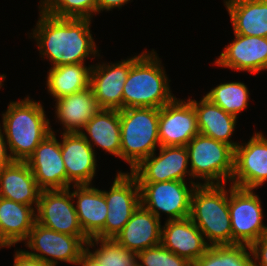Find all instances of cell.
<instances>
[{
  "mask_svg": "<svg viewBox=\"0 0 267 266\" xmlns=\"http://www.w3.org/2000/svg\"><path fill=\"white\" fill-rule=\"evenodd\" d=\"M90 27L91 19L58 18L39 11L30 36L36 40L40 56L52 63L51 67L85 64L86 58L100 56Z\"/></svg>",
  "mask_w": 267,
  "mask_h": 266,
  "instance_id": "cell-1",
  "label": "cell"
},
{
  "mask_svg": "<svg viewBox=\"0 0 267 266\" xmlns=\"http://www.w3.org/2000/svg\"><path fill=\"white\" fill-rule=\"evenodd\" d=\"M44 107L30 96L11 101L2 114V126L12 161L26 162L41 141L51 133Z\"/></svg>",
  "mask_w": 267,
  "mask_h": 266,
  "instance_id": "cell-2",
  "label": "cell"
},
{
  "mask_svg": "<svg viewBox=\"0 0 267 266\" xmlns=\"http://www.w3.org/2000/svg\"><path fill=\"white\" fill-rule=\"evenodd\" d=\"M161 62L154 50L150 53L145 50L131 65L123 87V109H160L175 98Z\"/></svg>",
  "mask_w": 267,
  "mask_h": 266,
  "instance_id": "cell-3",
  "label": "cell"
},
{
  "mask_svg": "<svg viewBox=\"0 0 267 266\" xmlns=\"http://www.w3.org/2000/svg\"><path fill=\"white\" fill-rule=\"evenodd\" d=\"M227 184H199L191 198L189 218L209 246L232 245Z\"/></svg>",
  "mask_w": 267,
  "mask_h": 266,
  "instance_id": "cell-4",
  "label": "cell"
},
{
  "mask_svg": "<svg viewBox=\"0 0 267 266\" xmlns=\"http://www.w3.org/2000/svg\"><path fill=\"white\" fill-rule=\"evenodd\" d=\"M158 123V108L120 110V158L129 163L130 172L160 147Z\"/></svg>",
  "mask_w": 267,
  "mask_h": 266,
  "instance_id": "cell-5",
  "label": "cell"
},
{
  "mask_svg": "<svg viewBox=\"0 0 267 266\" xmlns=\"http://www.w3.org/2000/svg\"><path fill=\"white\" fill-rule=\"evenodd\" d=\"M189 153L191 177L201 184H226L234 173L235 150L225 143L202 134L194 136L186 145Z\"/></svg>",
  "mask_w": 267,
  "mask_h": 266,
  "instance_id": "cell-6",
  "label": "cell"
},
{
  "mask_svg": "<svg viewBox=\"0 0 267 266\" xmlns=\"http://www.w3.org/2000/svg\"><path fill=\"white\" fill-rule=\"evenodd\" d=\"M165 181L139 183L141 205L158 219L160 213L167 214V220H180L190 216L192 194L200 182ZM190 186V187H189Z\"/></svg>",
  "mask_w": 267,
  "mask_h": 266,
  "instance_id": "cell-7",
  "label": "cell"
},
{
  "mask_svg": "<svg viewBox=\"0 0 267 266\" xmlns=\"http://www.w3.org/2000/svg\"><path fill=\"white\" fill-rule=\"evenodd\" d=\"M232 245L251 246L267 230L261 200L254 189L229 188Z\"/></svg>",
  "mask_w": 267,
  "mask_h": 266,
  "instance_id": "cell-8",
  "label": "cell"
},
{
  "mask_svg": "<svg viewBox=\"0 0 267 266\" xmlns=\"http://www.w3.org/2000/svg\"><path fill=\"white\" fill-rule=\"evenodd\" d=\"M88 241L87 236L59 233L35 222L24 243L31 251H24L51 266H57L58 261L76 265Z\"/></svg>",
  "mask_w": 267,
  "mask_h": 266,
  "instance_id": "cell-9",
  "label": "cell"
},
{
  "mask_svg": "<svg viewBox=\"0 0 267 266\" xmlns=\"http://www.w3.org/2000/svg\"><path fill=\"white\" fill-rule=\"evenodd\" d=\"M108 212L103 239H114L139 207L140 186L131 172H117L109 191L102 190Z\"/></svg>",
  "mask_w": 267,
  "mask_h": 266,
  "instance_id": "cell-10",
  "label": "cell"
},
{
  "mask_svg": "<svg viewBox=\"0 0 267 266\" xmlns=\"http://www.w3.org/2000/svg\"><path fill=\"white\" fill-rule=\"evenodd\" d=\"M70 188L42 190L35 211L36 222L72 236H86L80 226Z\"/></svg>",
  "mask_w": 267,
  "mask_h": 266,
  "instance_id": "cell-11",
  "label": "cell"
},
{
  "mask_svg": "<svg viewBox=\"0 0 267 266\" xmlns=\"http://www.w3.org/2000/svg\"><path fill=\"white\" fill-rule=\"evenodd\" d=\"M156 155L154 152L131 171L138 183L185 181L189 176L193 179L186 146H160Z\"/></svg>",
  "mask_w": 267,
  "mask_h": 266,
  "instance_id": "cell-12",
  "label": "cell"
},
{
  "mask_svg": "<svg viewBox=\"0 0 267 266\" xmlns=\"http://www.w3.org/2000/svg\"><path fill=\"white\" fill-rule=\"evenodd\" d=\"M247 143L235 148L234 173L230 184L244 189H257L267 182V138L255 132Z\"/></svg>",
  "mask_w": 267,
  "mask_h": 266,
  "instance_id": "cell-13",
  "label": "cell"
},
{
  "mask_svg": "<svg viewBox=\"0 0 267 266\" xmlns=\"http://www.w3.org/2000/svg\"><path fill=\"white\" fill-rule=\"evenodd\" d=\"M143 53L113 64L92 65L90 87L101 109H123V87L130 67Z\"/></svg>",
  "mask_w": 267,
  "mask_h": 266,
  "instance_id": "cell-14",
  "label": "cell"
},
{
  "mask_svg": "<svg viewBox=\"0 0 267 266\" xmlns=\"http://www.w3.org/2000/svg\"><path fill=\"white\" fill-rule=\"evenodd\" d=\"M160 146H186L199 134L195 109L189 98L176 97L159 109Z\"/></svg>",
  "mask_w": 267,
  "mask_h": 266,
  "instance_id": "cell-15",
  "label": "cell"
},
{
  "mask_svg": "<svg viewBox=\"0 0 267 266\" xmlns=\"http://www.w3.org/2000/svg\"><path fill=\"white\" fill-rule=\"evenodd\" d=\"M42 190L67 189V173L60 142L51 130L26 161Z\"/></svg>",
  "mask_w": 267,
  "mask_h": 266,
  "instance_id": "cell-16",
  "label": "cell"
},
{
  "mask_svg": "<svg viewBox=\"0 0 267 266\" xmlns=\"http://www.w3.org/2000/svg\"><path fill=\"white\" fill-rule=\"evenodd\" d=\"M214 63L222 68L257 74L267 70V38L234 34Z\"/></svg>",
  "mask_w": 267,
  "mask_h": 266,
  "instance_id": "cell-17",
  "label": "cell"
},
{
  "mask_svg": "<svg viewBox=\"0 0 267 266\" xmlns=\"http://www.w3.org/2000/svg\"><path fill=\"white\" fill-rule=\"evenodd\" d=\"M61 155L67 173V189L72 185H90L96 174L94 148L80 133H61Z\"/></svg>",
  "mask_w": 267,
  "mask_h": 266,
  "instance_id": "cell-18",
  "label": "cell"
},
{
  "mask_svg": "<svg viewBox=\"0 0 267 266\" xmlns=\"http://www.w3.org/2000/svg\"><path fill=\"white\" fill-rule=\"evenodd\" d=\"M161 244L178 256L194 263L208 249L203 233L188 217L166 220L162 226Z\"/></svg>",
  "mask_w": 267,
  "mask_h": 266,
  "instance_id": "cell-19",
  "label": "cell"
},
{
  "mask_svg": "<svg viewBox=\"0 0 267 266\" xmlns=\"http://www.w3.org/2000/svg\"><path fill=\"white\" fill-rule=\"evenodd\" d=\"M161 234V219L140 204L114 240L138 254L144 249L160 244Z\"/></svg>",
  "mask_w": 267,
  "mask_h": 266,
  "instance_id": "cell-20",
  "label": "cell"
},
{
  "mask_svg": "<svg viewBox=\"0 0 267 266\" xmlns=\"http://www.w3.org/2000/svg\"><path fill=\"white\" fill-rule=\"evenodd\" d=\"M72 198H76L75 210L84 234L89 238L103 239L108 206L101 189L90 185H73Z\"/></svg>",
  "mask_w": 267,
  "mask_h": 266,
  "instance_id": "cell-21",
  "label": "cell"
},
{
  "mask_svg": "<svg viewBox=\"0 0 267 266\" xmlns=\"http://www.w3.org/2000/svg\"><path fill=\"white\" fill-rule=\"evenodd\" d=\"M41 191L26 162L12 161L0 170V197L36 210Z\"/></svg>",
  "mask_w": 267,
  "mask_h": 266,
  "instance_id": "cell-22",
  "label": "cell"
},
{
  "mask_svg": "<svg viewBox=\"0 0 267 266\" xmlns=\"http://www.w3.org/2000/svg\"><path fill=\"white\" fill-rule=\"evenodd\" d=\"M54 101V114L63 125V133H80L85 124L101 109L91 87Z\"/></svg>",
  "mask_w": 267,
  "mask_h": 266,
  "instance_id": "cell-23",
  "label": "cell"
},
{
  "mask_svg": "<svg viewBox=\"0 0 267 266\" xmlns=\"http://www.w3.org/2000/svg\"><path fill=\"white\" fill-rule=\"evenodd\" d=\"M189 100L196 112L199 133L230 145L235 150L239 143L230 138L235 131L238 117L227 113L205 96L200 101L190 99V97Z\"/></svg>",
  "mask_w": 267,
  "mask_h": 266,
  "instance_id": "cell-24",
  "label": "cell"
},
{
  "mask_svg": "<svg viewBox=\"0 0 267 266\" xmlns=\"http://www.w3.org/2000/svg\"><path fill=\"white\" fill-rule=\"evenodd\" d=\"M234 34L267 38V0H224Z\"/></svg>",
  "mask_w": 267,
  "mask_h": 266,
  "instance_id": "cell-25",
  "label": "cell"
},
{
  "mask_svg": "<svg viewBox=\"0 0 267 266\" xmlns=\"http://www.w3.org/2000/svg\"><path fill=\"white\" fill-rule=\"evenodd\" d=\"M80 134H82L92 148L96 145L105 150V152L120 158V110L100 109L85 124Z\"/></svg>",
  "mask_w": 267,
  "mask_h": 266,
  "instance_id": "cell-26",
  "label": "cell"
},
{
  "mask_svg": "<svg viewBox=\"0 0 267 266\" xmlns=\"http://www.w3.org/2000/svg\"><path fill=\"white\" fill-rule=\"evenodd\" d=\"M36 222L35 209L0 197V223L5 239L12 245L25 242Z\"/></svg>",
  "mask_w": 267,
  "mask_h": 266,
  "instance_id": "cell-27",
  "label": "cell"
},
{
  "mask_svg": "<svg viewBox=\"0 0 267 266\" xmlns=\"http://www.w3.org/2000/svg\"><path fill=\"white\" fill-rule=\"evenodd\" d=\"M92 65L67 64L50 67L46 87L55 100L90 87Z\"/></svg>",
  "mask_w": 267,
  "mask_h": 266,
  "instance_id": "cell-28",
  "label": "cell"
},
{
  "mask_svg": "<svg viewBox=\"0 0 267 266\" xmlns=\"http://www.w3.org/2000/svg\"><path fill=\"white\" fill-rule=\"evenodd\" d=\"M249 250V251H248ZM193 266H254L250 246H209Z\"/></svg>",
  "mask_w": 267,
  "mask_h": 266,
  "instance_id": "cell-29",
  "label": "cell"
},
{
  "mask_svg": "<svg viewBox=\"0 0 267 266\" xmlns=\"http://www.w3.org/2000/svg\"><path fill=\"white\" fill-rule=\"evenodd\" d=\"M249 90L242 82H224L212 88L205 97L227 113L238 116L249 104Z\"/></svg>",
  "mask_w": 267,
  "mask_h": 266,
  "instance_id": "cell-30",
  "label": "cell"
},
{
  "mask_svg": "<svg viewBox=\"0 0 267 266\" xmlns=\"http://www.w3.org/2000/svg\"><path fill=\"white\" fill-rule=\"evenodd\" d=\"M100 243V244H99ZM98 245L91 252L102 266H138L137 253L122 247L114 239L92 238L86 244V248Z\"/></svg>",
  "mask_w": 267,
  "mask_h": 266,
  "instance_id": "cell-31",
  "label": "cell"
},
{
  "mask_svg": "<svg viewBox=\"0 0 267 266\" xmlns=\"http://www.w3.org/2000/svg\"><path fill=\"white\" fill-rule=\"evenodd\" d=\"M39 10L58 18L93 19L96 0H41Z\"/></svg>",
  "mask_w": 267,
  "mask_h": 266,
  "instance_id": "cell-32",
  "label": "cell"
},
{
  "mask_svg": "<svg viewBox=\"0 0 267 266\" xmlns=\"http://www.w3.org/2000/svg\"><path fill=\"white\" fill-rule=\"evenodd\" d=\"M138 266H192L186 258L176 255L161 243L137 254ZM140 262V263H139Z\"/></svg>",
  "mask_w": 267,
  "mask_h": 266,
  "instance_id": "cell-33",
  "label": "cell"
},
{
  "mask_svg": "<svg viewBox=\"0 0 267 266\" xmlns=\"http://www.w3.org/2000/svg\"><path fill=\"white\" fill-rule=\"evenodd\" d=\"M250 250L254 266H267V230L250 246Z\"/></svg>",
  "mask_w": 267,
  "mask_h": 266,
  "instance_id": "cell-34",
  "label": "cell"
},
{
  "mask_svg": "<svg viewBox=\"0 0 267 266\" xmlns=\"http://www.w3.org/2000/svg\"><path fill=\"white\" fill-rule=\"evenodd\" d=\"M14 256L13 266H51L46 262L29 256L24 250L17 249Z\"/></svg>",
  "mask_w": 267,
  "mask_h": 266,
  "instance_id": "cell-35",
  "label": "cell"
},
{
  "mask_svg": "<svg viewBox=\"0 0 267 266\" xmlns=\"http://www.w3.org/2000/svg\"><path fill=\"white\" fill-rule=\"evenodd\" d=\"M131 0H96L97 13L101 11H110L116 8H122L125 4L129 3ZM133 1V0H132Z\"/></svg>",
  "mask_w": 267,
  "mask_h": 266,
  "instance_id": "cell-36",
  "label": "cell"
},
{
  "mask_svg": "<svg viewBox=\"0 0 267 266\" xmlns=\"http://www.w3.org/2000/svg\"><path fill=\"white\" fill-rule=\"evenodd\" d=\"M1 128L2 127L0 126V170L12 162V159L8 153L4 133Z\"/></svg>",
  "mask_w": 267,
  "mask_h": 266,
  "instance_id": "cell-37",
  "label": "cell"
},
{
  "mask_svg": "<svg viewBox=\"0 0 267 266\" xmlns=\"http://www.w3.org/2000/svg\"><path fill=\"white\" fill-rule=\"evenodd\" d=\"M76 265L78 266H102L98 259L91 253L90 249H85L81 255Z\"/></svg>",
  "mask_w": 267,
  "mask_h": 266,
  "instance_id": "cell-38",
  "label": "cell"
},
{
  "mask_svg": "<svg viewBox=\"0 0 267 266\" xmlns=\"http://www.w3.org/2000/svg\"><path fill=\"white\" fill-rule=\"evenodd\" d=\"M4 247H12V245L5 239L3 232H2V228H1V223H0V248H4Z\"/></svg>",
  "mask_w": 267,
  "mask_h": 266,
  "instance_id": "cell-39",
  "label": "cell"
},
{
  "mask_svg": "<svg viewBox=\"0 0 267 266\" xmlns=\"http://www.w3.org/2000/svg\"><path fill=\"white\" fill-rule=\"evenodd\" d=\"M5 78H6L5 74H0V88L4 85L2 83H3V80H5Z\"/></svg>",
  "mask_w": 267,
  "mask_h": 266,
  "instance_id": "cell-40",
  "label": "cell"
}]
</instances>
